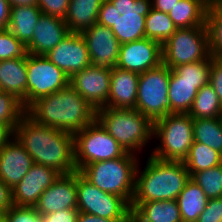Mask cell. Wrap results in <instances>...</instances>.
I'll return each instance as SVG.
<instances>
[{
    "instance_id": "29",
    "label": "cell",
    "mask_w": 222,
    "mask_h": 222,
    "mask_svg": "<svg viewBox=\"0 0 222 222\" xmlns=\"http://www.w3.org/2000/svg\"><path fill=\"white\" fill-rule=\"evenodd\" d=\"M193 139L222 154V117L194 118Z\"/></svg>"
},
{
    "instance_id": "12",
    "label": "cell",
    "mask_w": 222,
    "mask_h": 222,
    "mask_svg": "<svg viewBox=\"0 0 222 222\" xmlns=\"http://www.w3.org/2000/svg\"><path fill=\"white\" fill-rule=\"evenodd\" d=\"M77 209L111 220H127L130 204L122 197L106 193L77 171Z\"/></svg>"
},
{
    "instance_id": "43",
    "label": "cell",
    "mask_w": 222,
    "mask_h": 222,
    "mask_svg": "<svg viewBox=\"0 0 222 222\" xmlns=\"http://www.w3.org/2000/svg\"><path fill=\"white\" fill-rule=\"evenodd\" d=\"M12 206V191L2 180H0V214H5V212Z\"/></svg>"
},
{
    "instance_id": "49",
    "label": "cell",
    "mask_w": 222,
    "mask_h": 222,
    "mask_svg": "<svg viewBox=\"0 0 222 222\" xmlns=\"http://www.w3.org/2000/svg\"><path fill=\"white\" fill-rule=\"evenodd\" d=\"M10 7L13 6H37L38 0H8Z\"/></svg>"
},
{
    "instance_id": "13",
    "label": "cell",
    "mask_w": 222,
    "mask_h": 222,
    "mask_svg": "<svg viewBox=\"0 0 222 222\" xmlns=\"http://www.w3.org/2000/svg\"><path fill=\"white\" fill-rule=\"evenodd\" d=\"M112 68L91 64L70 77L73 87L95 110L106 107Z\"/></svg>"
},
{
    "instance_id": "20",
    "label": "cell",
    "mask_w": 222,
    "mask_h": 222,
    "mask_svg": "<svg viewBox=\"0 0 222 222\" xmlns=\"http://www.w3.org/2000/svg\"><path fill=\"white\" fill-rule=\"evenodd\" d=\"M70 33L63 18L42 14L32 40L26 45L28 54L46 55Z\"/></svg>"
},
{
    "instance_id": "34",
    "label": "cell",
    "mask_w": 222,
    "mask_h": 222,
    "mask_svg": "<svg viewBox=\"0 0 222 222\" xmlns=\"http://www.w3.org/2000/svg\"><path fill=\"white\" fill-rule=\"evenodd\" d=\"M214 58L210 55L206 60L179 65L172 70L180 79L198 82V90L209 83L211 63Z\"/></svg>"
},
{
    "instance_id": "36",
    "label": "cell",
    "mask_w": 222,
    "mask_h": 222,
    "mask_svg": "<svg viewBox=\"0 0 222 222\" xmlns=\"http://www.w3.org/2000/svg\"><path fill=\"white\" fill-rule=\"evenodd\" d=\"M26 114L22 102L14 95L0 91V123L7 124L13 131Z\"/></svg>"
},
{
    "instance_id": "9",
    "label": "cell",
    "mask_w": 222,
    "mask_h": 222,
    "mask_svg": "<svg viewBox=\"0 0 222 222\" xmlns=\"http://www.w3.org/2000/svg\"><path fill=\"white\" fill-rule=\"evenodd\" d=\"M163 64L173 69L179 65L206 60L209 54L206 25L177 28L162 45Z\"/></svg>"
},
{
    "instance_id": "22",
    "label": "cell",
    "mask_w": 222,
    "mask_h": 222,
    "mask_svg": "<svg viewBox=\"0 0 222 222\" xmlns=\"http://www.w3.org/2000/svg\"><path fill=\"white\" fill-rule=\"evenodd\" d=\"M0 91L14 95L25 108L27 54L19 58L0 60Z\"/></svg>"
},
{
    "instance_id": "19",
    "label": "cell",
    "mask_w": 222,
    "mask_h": 222,
    "mask_svg": "<svg viewBox=\"0 0 222 222\" xmlns=\"http://www.w3.org/2000/svg\"><path fill=\"white\" fill-rule=\"evenodd\" d=\"M33 164L32 157L15 137L0 148V180L10 189L22 180Z\"/></svg>"
},
{
    "instance_id": "35",
    "label": "cell",
    "mask_w": 222,
    "mask_h": 222,
    "mask_svg": "<svg viewBox=\"0 0 222 222\" xmlns=\"http://www.w3.org/2000/svg\"><path fill=\"white\" fill-rule=\"evenodd\" d=\"M190 179L202 189L208 199L222 197V164L198 171Z\"/></svg>"
},
{
    "instance_id": "2",
    "label": "cell",
    "mask_w": 222,
    "mask_h": 222,
    "mask_svg": "<svg viewBox=\"0 0 222 222\" xmlns=\"http://www.w3.org/2000/svg\"><path fill=\"white\" fill-rule=\"evenodd\" d=\"M96 111L73 87L44 96L26 109L36 123L75 134L96 120Z\"/></svg>"
},
{
    "instance_id": "28",
    "label": "cell",
    "mask_w": 222,
    "mask_h": 222,
    "mask_svg": "<svg viewBox=\"0 0 222 222\" xmlns=\"http://www.w3.org/2000/svg\"><path fill=\"white\" fill-rule=\"evenodd\" d=\"M135 210L149 222H182L176 200L143 202Z\"/></svg>"
},
{
    "instance_id": "27",
    "label": "cell",
    "mask_w": 222,
    "mask_h": 222,
    "mask_svg": "<svg viewBox=\"0 0 222 222\" xmlns=\"http://www.w3.org/2000/svg\"><path fill=\"white\" fill-rule=\"evenodd\" d=\"M181 213L182 222H197L204 211L208 198L202 189L191 179L176 199Z\"/></svg>"
},
{
    "instance_id": "17",
    "label": "cell",
    "mask_w": 222,
    "mask_h": 222,
    "mask_svg": "<svg viewBox=\"0 0 222 222\" xmlns=\"http://www.w3.org/2000/svg\"><path fill=\"white\" fill-rule=\"evenodd\" d=\"M81 35L85 39L93 65L107 68L116 67L120 43L109 27L95 23L83 31Z\"/></svg>"
},
{
    "instance_id": "6",
    "label": "cell",
    "mask_w": 222,
    "mask_h": 222,
    "mask_svg": "<svg viewBox=\"0 0 222 222\" xmlns=\"http://www.w3.org/2000/svg\"><path fill=\"white\" fill-rule=\"evenodd\" d=\"M151 7V0H104L97 23L109 27L120 44L141 40Z\"/></svg>"
},
{
    "instance_id": "32",
    "label": "cell",
    "mask_w": 222,
    "mask_h": 222,
    "mask_svg": "<svg viewBox=\"0 0 222 222\" xmlns=\"http://www.w3.org/2000/svg\"><path fill=\"white\" fill-rule=\"evenodd\" d=\"M176 29L168 13L150 8L148 15L145 17L146 38L158 41L163 45Z\"/></svg>"
},
{
    "instance_id": "48",
    "label": "cell",
    "mask_w": 222,
    "mask_h": 222,
    "mask_svg": "<svg viewBox=\"0 0 222 222\" xmlns=\"http://www.w3.org/2000/svg\"><path fill=\"white\" fill-rule=\"evenodd\" d=\"M126 222H149L144 217H142L135 209L130 208L127 213Z\"/></svg>"
},
{
    "instance_id": "38",
    "label": "cell",
    "mask_w": 222,
    "mask_h": 222,
    "mask_svg": "<svg viewBox=\"0 0 222 222\" xmlns=\"http://www.w3.org/2000/svg\"><path fill=\"white\" fill-rule=\"evenodd\" d=\"M5 215L7 222H42V216L35 207L13 205L5 212Z\"/></svg>"
},
{
    "instance_id": "39",
    "label": "cell",
    "mask_w": 222,
    "mask_h": 222,
    "mask_svg": "<svg viewBox=\"0 0 222 222\" xmlns=\"http://www.w3.org/2000/svg\"><path fill=\"white\" fill-rule=\"evenodd\" d=\"M70 0H38V7L43 14L65 18Z\"/></svg>"
},
{
    "instance_id": "50",
    "label": "cell",
    "mask_w": 222,
    "mask_h": 222,
    "mask_svg": "<svg viewBox=\"0 0 222 222\" xmlns=\"http://www.w3.org/2000/svg\"><path fill=\"white\" fill-rule=\"evenodd\" d=\"M208 7H219L222 0H202Z\"/></svg>"
},
{
    "instance_id": "40",
    "label": "cell",
    "mask_w": 222,
    "mask_h": 222,
    "mask_svg": "<svg viewBox=\"0 0 222 222\" xmlns=\"http://www.w3.org/2000/svg\"><path fill=\"white\" fill-rule=\"evenodd\" d=\"M222 219V197L208 199L204 211L197 222H220Z\"/></svg>"
},
{
    "instance_id": "3",
    "label": "cell",
    "mask_w": 222,
    "mask_h": 222,
    "mask_svg": "<svg viewBox=\"0 0 222 222\" xmlns=\"http://www.w3.org/2000/svg\"><path fill=\"white\" fill-rule=\"evenodd\" d=\"M144 165L141 159L135 174V191L131 208L143 202L176 200L190 180L184 161H163L147 155Z\"/></svg>"
},
{
    "instance_id": "1",
    "label": "cell",
    "mask_w": 222,
    "mask_h": 222,
    "mask_svg": "<svg viewBox=\"0 0 222 222\" xmlns=\"http://www.w3.org/2000/svg\"><path fill=\"white\" fill-rule=\"evenodd\" d=\"M14 137L34 163L51 167L61 175L77 171L74 160V135L36 123L25 114L14 130Z\"/></svg>"
},
{
    "instance_id": "16",
    "label": "cell",
    "mask_w": 222,
    "mask_h": 222,
    "mask_svg": "<svg viewBox=\"0 0 222 222\" xmlns=\"http://www.w3.org/2000/svg\"><path fill=\"white\" fill-rule=\"evenodd\" d=\"M60 176L55 169L34 163L22 180L11 189L13 205L34 207L41 194Z\"/></svg>"
},
{
    "instance_id": "18",
    "label": "cell",
    "mask_w": 222,
    "mask_h": 222,
    "mask_svg": "<svg viewBox=\"0 0 222 222\" xmlns=\"http://www.w3.org/2000/svg\"><path fill=\"white\" fill-rule=\"evenodd\" d=\"M77 171L61 175L40 196L34 206L42 216L63 209H77Z\"/></svg>"
},
{
    "instance_id": "51",
    "label": "cell",
    "mask_w": 222,
    "mask_h": 222,
    "mask_svg": "<svg viewBox=\"0 0 222 222\" xmlns=\"http://www.w3.org/2000/svg\"><path fill=\"white\" fill-rule=\"evenodd\" d=\"M0 222H7L5 214H0Z\"/></svg>"
},
{
    "instance_id": "26",
    "label": "cell",
    "mask_w": 222,
    "mask_h": 222,
    "mask_svg": "<svg viewBox=\"0 0 222 222\" xmlns=\"http://www.w3.org/2000/svg\"><path fill=\"white\" fill-rule=\"evenodd\" d=\"M208 6L202 0H180L169 13L176 28L203 26Z\"/></svg>"
},
{
    "instance_id": "5",
    "label": "cell",
    "mask_w": 222,
    "mask_h": 222,
    "mask_svg": "<svg viewBox=\"0 0 222 222\" xmlns=\"http://www.w3.org/2000/svg\"><path fill=\"white\" fill-rule=\"evenodd\" d=\"M149 155L163 161H184L193 145V119L188 113H170L153 122Z\"/></svg>"
},
{
    "instance_id": "4",
    "label": "cell",
    "mask_w": 222,
    "mask_h": 222,
    "mask_svg": "<svg viewBox=\"0 0 222 222\" xmlns=\"http://www.w3.org/2000/svg\"><path fill=\"white\" fill-rule=\"evenodd\" d=\"M96 120L128 153L140 157L152 142L153 122L137 109L103 107Z\"/></svg>"
},
{
    "instance_id": "10",
    "label": "cell",
    "mask_w": 222,
    "mask_h": 222,
    "mask_svg": "<svg viewBox=\"0 0 222 222\" xmlns=\"http://www.w3.org/2000/svg\"><path fill=\"white\" fill-rule=\"evenodd\" d=\"M171 69L163 63L139 75L136 109L152 122L169 114Z\"/></svg>"
},
{
    "instance_id": "15",
    "label": "cell",
    "mask_w": 222,
    "mask_h": 222,
    "mask_svg": "<svg viewBox=\"0 0 222 222\" xmlns=\"http://www.w3.org/2000/svg\"><path fill=\"white\" fill-rule=\"evenodd\" d=\"M45 56L69 78L92 64L87 44L81 33L70 32Z\"/></svg>"
},
{
    "instance_id": "8",
    "label": "cell",
    "mask_w": 222,
    "mask_h": 222,
    "mask_svg": "<svg viewBox=\"0 0 222 222\" xmlns=\"http://www.w3.org/2000/svg\"><path fill=\"white\" fill-rule=\"evenodd\" d=\"M126 153L97 120L74 134V160L79 172L88 164L120 158Z\"/></svg>"
},
{
    "instance_id": "25",
    "label": "cell",
    "mask_w": 222,
    "mask_h": 222,
    "mask_svg": "<svg viewBox=\"0 0 222 222\" xmlns=\"http://www.w3.org/2000/svg\"><path fill=\"white\" fill-rule=\"evenodd\" d=\"M198 93V82H189L180 77L171 69L169 80V114L188 113Z\"/></svg>"
},
{
    "instance_id": "41",
    "label": "cell",
    "mask_w": 222,
    "mask_h": 222,
    "mask_svg": "<svg viewBox=\"0 0 222 222\" xmlns=\"http://www.w3.org/2000/svg\"><path fill=\"white\" fill-rule=\"evenodd\" d=\"M209 84L222 102V61L219 58L212 60Z\"/></svg>"
},
{
    "instance_id": "44",
    "label": "cell",
    "mask_w": 222,
    "mask_h": 222,
    "mask_svg": "<svg viewBox=\"0 0 222 222\" xmlns=\"http://www.w3.org/2000/svg\"><path fill=\"white\" fill-rule=\"evenodd\" d=\"M10 4L8 0H0V29H7L10 18Z\"/></svg>"
},
{
    "instance_id": "46",
    "label": "cell",
    "mask_w": 222,
    "mask_h": 222,
    "mask_svg": "<svg viewBox=\"0 0 222 222\" xmlns=\"http://www.w3.org/2000/svg\"><path fill=\"white\" fill-rule=\"evenodd\" d=\"M127 220H111L88 213L79 212L77 222H126Z\"/></svg>"
},
{
    "instance_id": "42",
    "label": "cell",
    "mask_w": 222,
    "mask_h": 222,
    "mask_svg": "<svg viewBox=\"0 0 222 222\" xmlns=\"http://www.w3.org/2000/svg\"><path fill=\"white\" fill-rule=\"evenodd\" d=\"M78 215V209H63L42 215V222H77Z\"/></svg>"
},
{
    "instance_id": "45",
    "label": "cell",
    "mask_w": 222,
    "mask_h": 222,
    "mask_svg": "<svg viewBox=\"0 0 222 222\" xmlns=\"http://www.w3.org/2000/svg\"><path fill=\"white\" fill-rule=\"evenodd\" d=\"M178 1L180 0H151V5L152 8L169 14Z\"/></svg>"
},
{
    "instance_id": "21",
    "label": "cell",
    "mask_w": 222,
    "mask_h": 222,
    "mask_svg": "<svg viewBox=\"0 0 222 222\" xmlns=\"http://www.w3.org/2000/svg\"><path fill=\"white\" fill-rule=\"evenodd\" d=\"M139 75L118 67L112 68L106 107L136 109Z\"/></svg>"
},
{
    "instance_id": "7",
    "label": "cell",
    "mask_w": 222,
    "mask_h": 222,
    "mask_svg": "<svg viewBox=\"0 0 222 222\" xmlns=\"http://www.w3.org/2000/svg\"><path fill=\"white\" fill-rule=\"evenodd\" d=\"M139 160V156L127 152L120 158L88 164L80 173L100 190L120 196L131 204Z\"/></svg>"
},
{
    "instance_id": "24",
    "label": "cell",
    "mask_w": 222,
    "mask_h": 222,
    "mask_svg": "<svg viewBox=\"0 0 222 222\" xmlns=\"http://www.w3.org/2000/svg\"><path fill=\"white\" fill-rule=\"evenodd\" d=\"M42 14L38 6H13L7 29L26 46Z\"/></svg>"
},
{
    "instance_id": "37",
    "label": "cell",
    "mask_w": 222,
    "mask_h": 222,
    "mask_svg": "<svg viewBox=\"0 0 222 222\" xmlns=\"http://www.w3.org/2000/svg\"><path fill=\"white\" fill-rule=\"evenodd\" d=\"M27 54L26 46L8 29H0V60L23 57Z\"/></svg>"
},
{
    "instance_id": "30",
    "label": "cell",
    "mask_w": 222,
    "mask_h": 222,
    "mask_svg": "<svg viewBox=\"0 0 222 222\" xmlns=\"http://www.w3.org/2000/svg\"><path fill=\"white\" fill-rule=\"evenodd\" d=\"M188 114L192 119L222 117V102L209 83L198 90Z\"/></svg>"
},
{
    "instance_id": "23",
    "label": "cell",
    "mask_w": 222,
    "mask_h": 222,
    "mask_svg": "<svg viewBox=\"0 0 222 222\" xmlns=\"http://www.w3.org/2000/svg\"><path fill=\"white\" fill-rule=\"evenodd\" d=\"M104 0H70L64 21L71 33H82L97 23Z\"/></svg>"
},
{
    "instance_id": "14",
    "label": "cell",
    "mask_w": 222,
    "mask_h": 222,
    "mask_svg": "<svg viewBox=\"0 0 222 222\" xmlns=\"http://www.w3.org/2000/svg\"><path fill=\"white\" fill-rule=\"evenodd\" d=\"M163 63L162 44L144 38L120 44L116 67L141 74Z\"/></svg>"
},
{
    "instance_id": "31",
    "label": "cell",
    "mask_w": 222,
    "mask_h": 222,
    "mask_svg": "<svg viewBox=\"0 0 222 222\" xmlns=\"http://www.w3.org/2000/svg\"><path fill=\"white\" fill-rule=\"evenodd\" d=\"M184 164L190 177L202 170L213 168L222 164V154L203 143L193 142Z\"/></svg>"
},
{
    "instance_id": "47",
    "label": "cell",
    "mask_w": 222,
    "mask_h": 222,
    "mask_svg": "<svg viewBox=\"0 0 222 222\" xmlns=\"http://www.w3.org/2000/svg\"><path fill=\"white\" fill-rule=\"evenodd\" d=\"M14 137V131L4 123H0V148Z\"/></svg>"
},
{
    "instance_id": "11",
    "label": "cell",
    "mask_w": 222,
    "mask_h": 222,
    "mask_svg": "<svg viewBox=\"0 0 222 222\" xmlns=\"http://www.w3.org/2000/svg\"><path fill=\"white\" fill-rule=\"evenodd\" d=\"M70 78L45 55L27 53V96L25 109L38 99L60 91Z\"/></svg>"
},
{
    "instance_id": "33",
    "label": "cell",
    "mask_w": 222,
    "mask_h": 222,
    "mask_svg": "<svg viewBox=\"0 0 222 222\" xmlns=\"http://www.w3.org/2000/svg\"><path fill=\"white\" fill-rule=\"evenodd\" d=\"M205 25L209 54L213 58H220L222 56V10L219 7L208 8Z\"/></svg>"
}]
</instances>
